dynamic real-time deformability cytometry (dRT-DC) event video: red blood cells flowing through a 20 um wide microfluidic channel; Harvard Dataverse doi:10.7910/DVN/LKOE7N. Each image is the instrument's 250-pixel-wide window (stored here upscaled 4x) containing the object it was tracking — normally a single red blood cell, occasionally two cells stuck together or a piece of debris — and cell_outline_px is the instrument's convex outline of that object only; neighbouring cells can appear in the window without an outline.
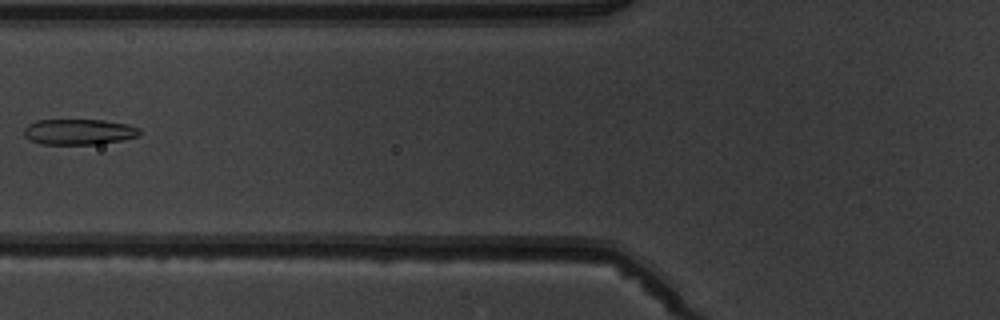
{"species": "common noctule bat (a hibernating species)", "species_latin": "Nyctalus noctula", "temperature_condition": "warm", "stored_images_in_passage": 7, "camera_frame_rate_fps": 3000, "um_per_image_px": 0.085, "animal": {"sex": "male", "body_mass_g": 19.5, "forearm_length_mm": 54.6}, "frame": {"image": 1, "passage_image": 6, "time_ms": 7.0, "image_size_px": [1000, 320], "cell_outline_px": [[140, 136], [120, 140], [96, 144], [40, 144], [24, 136], [24, 128], [28, 124], [36, 120], [104, 120], [128, 124], [140, 128]], "centroid_in_image_um": [6.71, 11.2], "position_along_channel_um": 119.1, "area_um2": 17.28}}
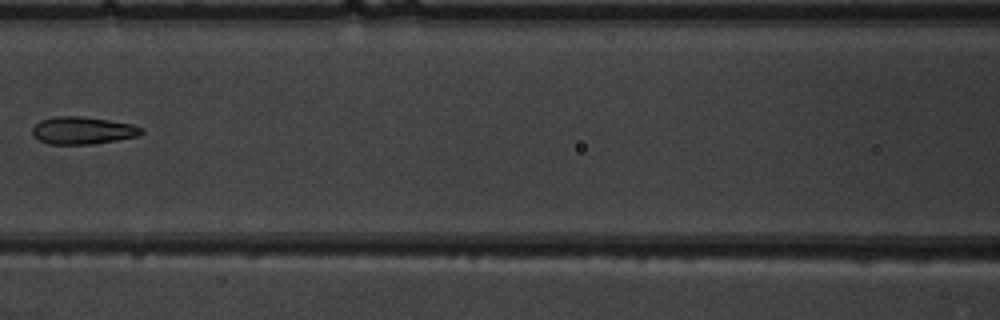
{"frame": {"image": 2, "passage_image": 7, "time_ms": 8.0, "image_size_px": [1000, 320], "cell_outline_px": [[144, 132], [140, 136], [92, 144], [48, 144], [32, 136], [32, 128], [40, 120], [52, 116], [80, 116], [108, 120], [132, 124], [144, 128]], "centroid_in_image_um": [7.03, 11.09], "position_along_channel_um": 159.6, "area_um2": 17.57}}